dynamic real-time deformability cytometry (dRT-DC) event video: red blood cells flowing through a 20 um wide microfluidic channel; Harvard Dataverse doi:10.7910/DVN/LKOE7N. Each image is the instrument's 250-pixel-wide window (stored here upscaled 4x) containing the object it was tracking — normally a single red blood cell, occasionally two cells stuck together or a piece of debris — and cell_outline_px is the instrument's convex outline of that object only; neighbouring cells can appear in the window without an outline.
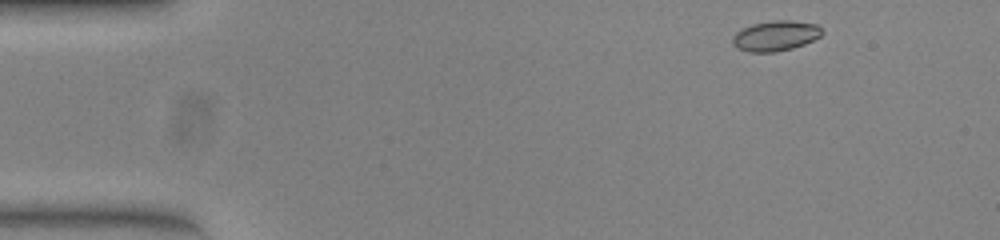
{"species": "common noctule bat (a hibernating species)", "species_latin": "Nyctalus noctula", "temperature_condition": "warm", "stored_images_in_passage": 48, "camera_frame_rate_fps": 3000, "um_per_image_px": 0.085, "animal": {"sex": "female", "body_mass_g": 23.0, "forearm_length_mm": 53.4}, "frame": {"image": 1, "passage_image": 1, "time_ms": 0.0, "image_size_px": [1000, 240], "cell_outline_px": [[824, 32], [820, 36], [804, 44], [792, 48], [776, 52], [748, 52], [736, 48], [732, 44], [732, 36], [736, 32], [752, 24], [772, 20], [792, 20], [816, 24]], "centroid_in_image_um": [65.89, 3.04], "position_along_channel_um": 19.1, "area_um2": 15.84}}
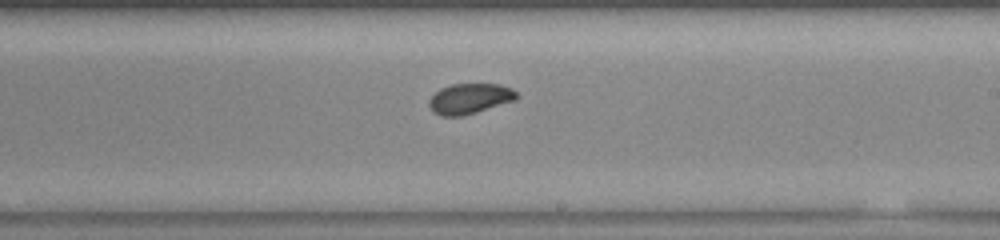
{"frame": {"image": 2, "passage_image": 26, "time_ms": 8.333, "image_size_px": [1000, 240], "cell_outline_px": [[520, 96], [516, 100], [476, 112], [460, 116], [440, 116], [432, 112], [428, 104], [428, 100], [440, 88], [452, 84], [500, 84], [512, 88]], "centroid_in_image_um": [39.92, 8.38], "position_along_channel_um": 249.1, "area_um2": 15.61}}
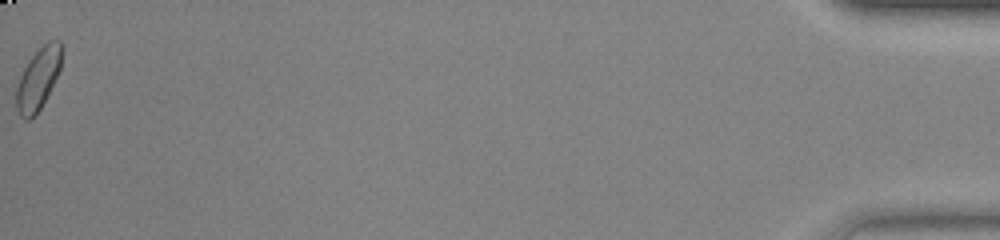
{"frame": {"image": 3, "passage_image": 48, "time_ms": 15.667, "image_size_px": [1000, 240], "cell_outline_px": [[60, 68], [40, 108], [28, 120], [24, 120], [20, 116], [16, 108], [16, 88], [20, 76], [24, 68], [32, 56], [48, 40], [60, 40]], "centroid_in_image_um": [3.2, 6.71], "position_along_channel_um": 432.0, "area_um2": 15.66}, "authors_computed_cell_mechanics": {"area_um2": 15.606, "velocity_mm_per_s": 3.8993, "shape_relaxation_time_tau1_ms": 7.4663, "shape_relaxation_time_tau2_ms": 0.7045, "deformation_change_tau1": 0.1665, "deformation_change_tau2": 0.0399}}